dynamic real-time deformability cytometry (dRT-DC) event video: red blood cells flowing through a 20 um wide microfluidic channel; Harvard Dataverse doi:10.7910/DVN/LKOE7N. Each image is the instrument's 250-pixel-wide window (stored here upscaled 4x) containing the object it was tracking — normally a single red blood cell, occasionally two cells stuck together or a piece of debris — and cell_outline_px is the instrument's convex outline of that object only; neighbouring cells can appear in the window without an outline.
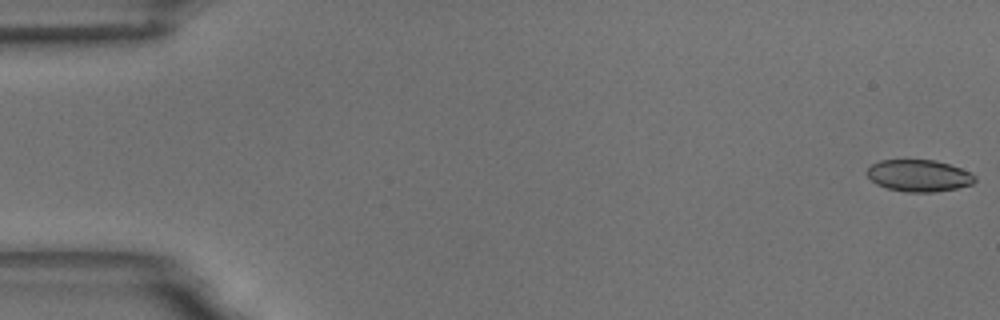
{"species": "common noctule bat (a hibernating species)", "species_latin": "Nyctalus noctula", "temperature_condition": "room temperature", "stored_images_in_passage": 56, "camera_frame_rate_fps": 3000, "um_per_image_px": 0.085, "animal": {"sex": "male", "body_mass_g": 18.8}, "frame": {"image": 1, "passage_image": 1, "time_ms": 0.0, "image_size_px": [1000, 320], "cell_outline_px": [[976, 180], [972, 184], [956, 188], [932, 192], [908, 192], [888, 188], [876, 184], [868, 176], [868, 168], [872, 164], [880, 160], [936, 160], [960, 168], [976, 176]], "centroid_in_image_um": [78.11, 14.92], "position_along_channel_um": 6.9, "area_um2": 19.77}}
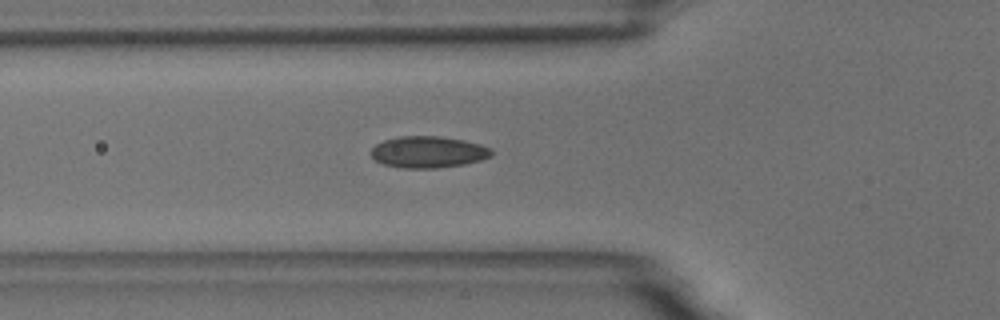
{"frame": {"image": 2, "passage_image": 20, "time_ms": 6.333, "image_size_px": [1000, 320], "cell_outline_px": [[492, 156], [480, 160], [464, 164], [436, 168], [400, 168], [384, 164], [376, 160], [368, 152], [376, 144], [384, 140], [400, 136], [440, 136], [464, 140], [480, 144], [492, 148]], "centroid_in_image_um": [36.39, 12.92], "position_along_channel_um": 89.4, "area_um2": 22.25}}
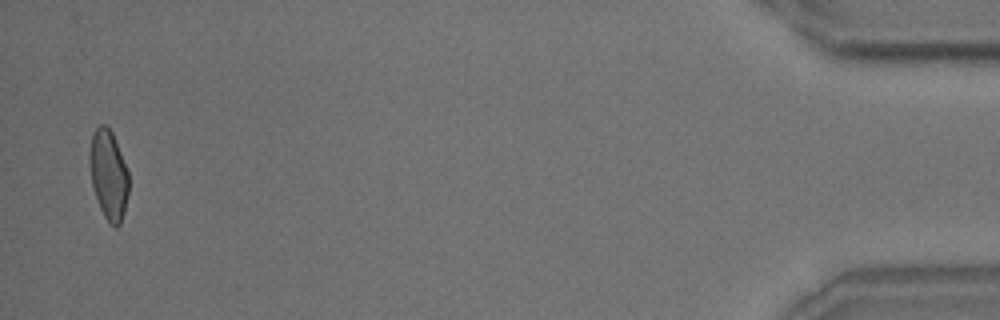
{"frame": {"image": 3, "passage_image": 55, "time_ms": 18.0, "image_size_px": [1000, 320], "cell_outline_px": [[128, 192], [124, 212], [120, 224], [116, 228], [104, 216], [100, 208], [92, 184], [88, 164], [88, 152], [92, 132], [100, 124], [104, 124], [112, 132], [128, 172]], "centroid_in_image_um": [9.19, 14.82], "position_along_channel_um": 426.0, "area_um2": 20.35}, "authors_computed_cell_mechanics": {"area_um2": 20.9814, "velocity_mm_per_s": 3.6286, "shape_relaxation_time_tau1_ms": 7.9627, "shape_relaxation_time_tau2_ms": 1.4361, "deformation_change_tau1": 0.1595, "deformation_change_tau2": 0.0677}}